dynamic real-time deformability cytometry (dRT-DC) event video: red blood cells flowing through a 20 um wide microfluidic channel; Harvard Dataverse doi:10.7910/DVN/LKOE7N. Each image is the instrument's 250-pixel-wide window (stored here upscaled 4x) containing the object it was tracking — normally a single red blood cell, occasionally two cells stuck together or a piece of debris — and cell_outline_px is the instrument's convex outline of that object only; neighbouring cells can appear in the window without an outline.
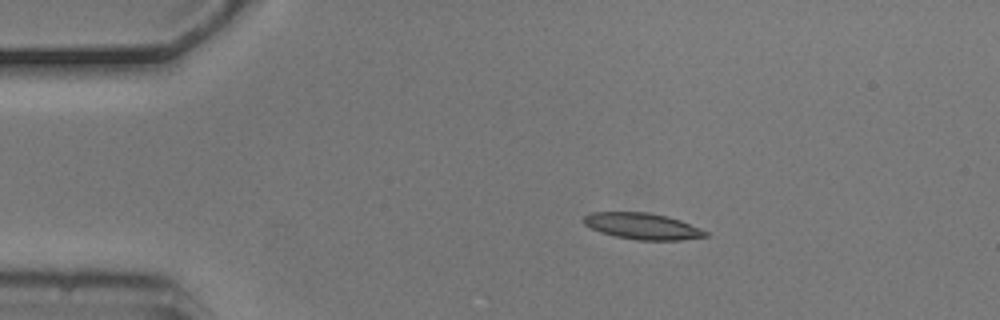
{"species": "common noctule bat (a hibernating species)", "species_latin": "Nyctalus noctula", "temperature_condition": "cold", "stored_images_in_passage": 4, "camera_frame_rate_fps": 3000, "um_per_image_px": 0.085, "animal": {"sex": "male", "body_mass_g": 20.5, "forearm_length_mm": 52.5}, "frame": {"image": 1, "passage_image": 2, "time_ms": 0.333, "image_size_px": [1000, 320], "cell_outline_px": [[708, 236], [680, 240], [636, 240], [616, 236], [600, 232], [584, 224], [584, 216], [588, 212], [648, 212], [668, 216], [680, 220], [700, 228], [708, 232]], "centroid_in_image_um": [54.61, 19.22], "position_along_channel_um": 30.4, "area_um2": 18.67}}